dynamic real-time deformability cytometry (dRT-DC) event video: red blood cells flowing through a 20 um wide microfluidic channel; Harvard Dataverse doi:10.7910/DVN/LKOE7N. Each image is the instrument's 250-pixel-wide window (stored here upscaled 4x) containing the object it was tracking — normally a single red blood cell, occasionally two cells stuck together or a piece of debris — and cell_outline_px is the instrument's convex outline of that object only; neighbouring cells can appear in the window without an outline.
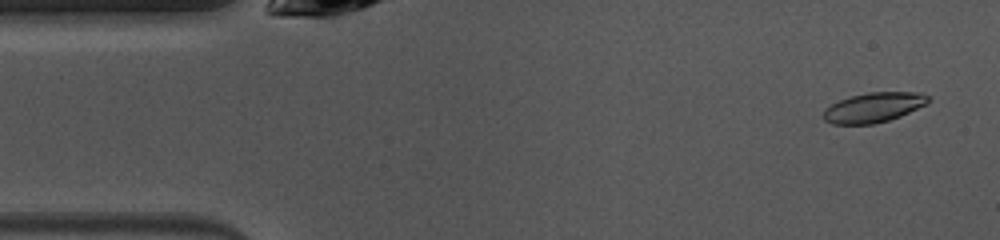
{"species": "common noctule bat (a hibernating species)", "species_latin": "Nyctalus noctula", "temperature_condition": "warm", "stored_images_in_passage": 47, "camera_frame_rate_fps": 3000, "um_per_image_px": 0.085, "animal": {"sex": "female", "body_mass_g": 10.0, "forearm_length_mm": 53.1}, "frame": {"image": 1, "passage_image": 2, "time_ms": 0.333, "image_size_px": [1000, 240], "cell_outline_px": [[928, 104], [900, 116], [888, 120], [872, 124], [832, 124], [824, 120], [824, 112], [832, 104], [840, 100], [852, 96], [868, 92], [920, 92], [928, 96]], "centroid_in_image_um": [74.29, 9.13], "position_along_channel_um": 10.7, "area_um2": 17.98}}
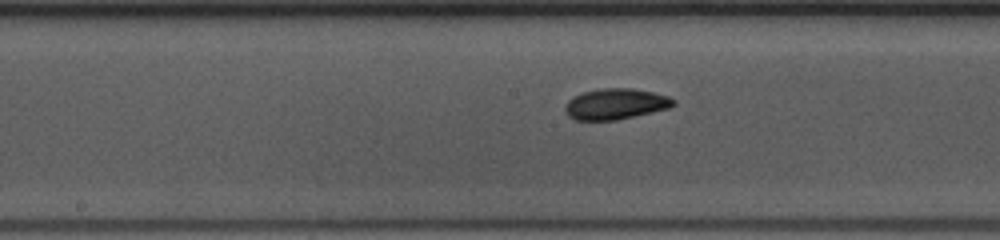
{"frame": {"image": 2, "passage_image": 22, "time_ms": 7.0, "image_size_px": [1000, 240], "cell_outline_px": [[676, 104], [668, 108], [616, 120], [576, 120], [568, 116], [564, 108], [568, 100], [572, 96], [584, 92], [604, 88], [632, 88], [652, 92], [668, 96], [676, 100]], "centroid_in_image_um": [52.31, 8.83], "position_along_channel_um": 195.9, "area_um2": 19.36}}
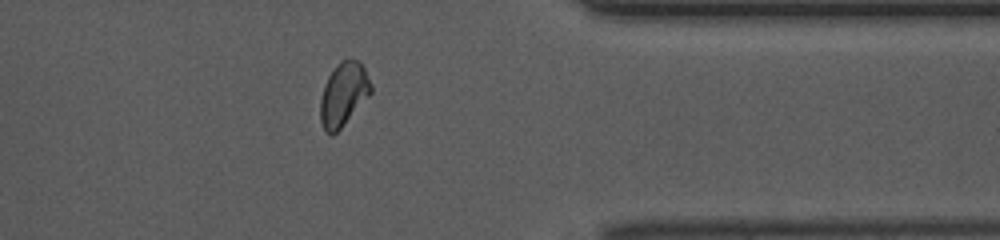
{"frame": {"image": 3, "passage_image": 37, "time_ms": 12.0, "image_size_px": [1000, 240], "cell_outline_px": [[372, 92], [340, 128], [332, 136], [324, 132], [320, 120], [320, 100], [324, 84], [328, 76], [336, 64], [340, 60], [348, 56], [360, 60], [372, 84]], "centroid_in_image_um": [29.19, 7.96], "position_along_channel_um": 382.2, "area_um2": 19.02}, "authors_computed_cell_mechanics": {"area_um2": 19.0162, "velocity_mm_per_s": 4.0344, "shape_relaxation_time_tau1_ms": 3.1083, "shape_relaxation_time_tau2_ms": 2.6412, "deformation_change_tau1": 0.1077, "deformation_change_tau2": 0.0617}}